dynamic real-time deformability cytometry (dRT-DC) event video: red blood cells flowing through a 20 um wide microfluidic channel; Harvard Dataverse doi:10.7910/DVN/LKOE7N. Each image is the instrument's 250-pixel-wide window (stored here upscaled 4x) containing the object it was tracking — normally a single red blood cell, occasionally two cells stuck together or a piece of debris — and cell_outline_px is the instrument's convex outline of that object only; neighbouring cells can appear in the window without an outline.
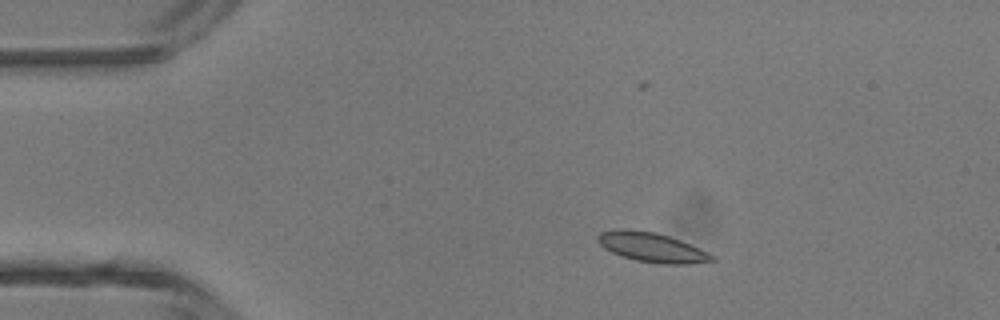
{"species": "common noctule bat (a hibernating species)", "species_latin": "Nyctalus noctula", "temperature_condition": "room temperature", "stored_images_in_passage": 4, "camera_frame_rate_fps": 3000, "um_per_image_px": 0.085, "animal": {"sex": "male", "body_mass_g": 13.3}, "frame": {"image": 1, "passage_image": 2, "time_ms": 0.333, "image_size_px": [1000, 320], "cell_outline_px": [[716, 260], [688, 264], [664, 264], [636, 260], [612, 252], [604, 248], [596, 240], [596, 236], [600, 232], [620, 228], [656, 232], [680, 240], [708, 252], [716, 256]], "centroid_in_image_um": [55.4, 21.01], "position_along_channel_um": 29.6, "area_um2": 19.54}}
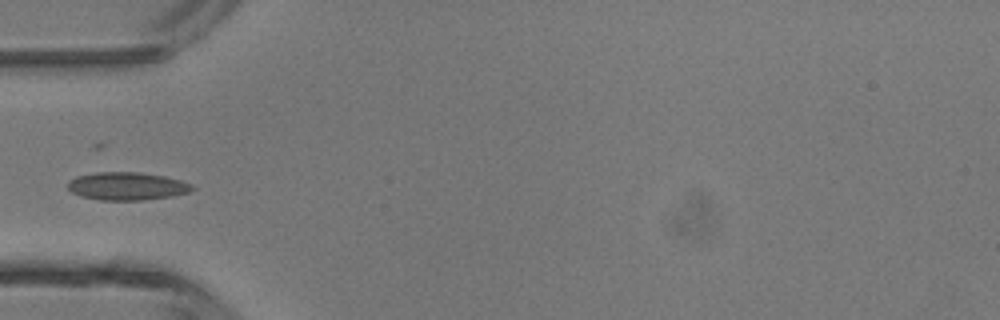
{"frame": {"image": 2, "passage_image": 4, "time_ms": 1.0, "image_size_px": [1000, 320], "cell_outline_px": [[196, 188], [188, 192], [172, 196], [144, 200], [100, 200], [80, 196], [72, 192], [68, 188], [68, 180], [76, 176], [96, 172], [140, 172], [164, 176], [180, 180], [192, 184]], "centroid_in_image_um": [10.78, 15.82], "position_along_channel_um": 74.2, "area_um2": 20.35}}